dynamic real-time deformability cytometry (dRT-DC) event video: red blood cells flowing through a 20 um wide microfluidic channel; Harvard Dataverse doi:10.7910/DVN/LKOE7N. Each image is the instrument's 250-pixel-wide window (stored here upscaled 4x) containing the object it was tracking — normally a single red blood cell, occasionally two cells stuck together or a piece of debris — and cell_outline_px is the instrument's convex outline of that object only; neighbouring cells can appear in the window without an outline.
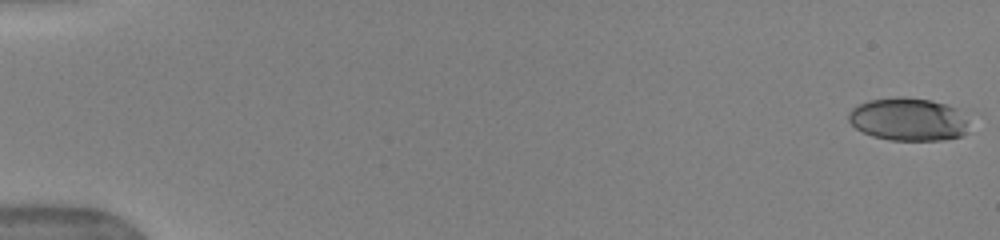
{"species": "human", "species_latin": "Homo sapiens", "temperature_condition": "warm", "stored_images_in_passage": 52, "camera_frame_rate_fps": 3000, "um_per_image_px": 0.085, "donor": {"sex": "female"}, "frame": {"image": 1, "passage_image": 1, "time_ms": 0.0, "image_size_px": [1000, 240], "cell_outline_px": [[964, 132], [960, 136], [944, 140], [888, 140], [872, 136], [856, 128], [848, 120], [848, 112], [852, 108], [868, 100], [896, 96], [904, 96], [932, 100], [948, 104], [956, 108], [964, 120]], "centroid_in_image_um": [77.12, 10.12], "position_along_channel_um": 7.9, "area_um2": 29.94}}
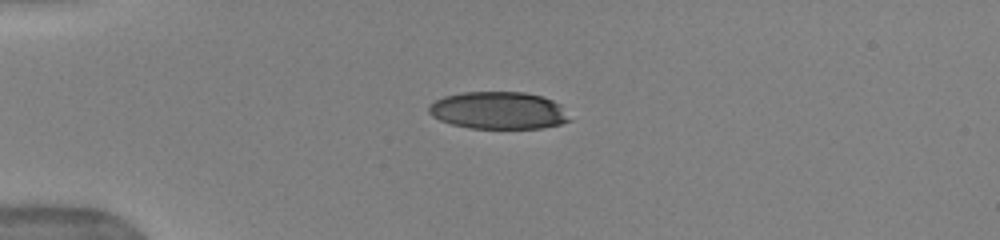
{"frame": {"image": 2, "passage_image": 14, "time_ms": 4.333, "image_size_px": [1000, 240], "cell_outline_px": [[572, 120], [560, 124], [540, 128], [468, 128], [452, 124], [440, 120], [432, 116], [428, 112], [428, 108], [436, 100], [444, 96], [464, 92], [524, 92], [540, 96], [552, 100], [560, 104]], "centroid_in_image_um": [42.38, 9.39], "position_along_channel_um": 42.6, "area_um2": 30.52}}
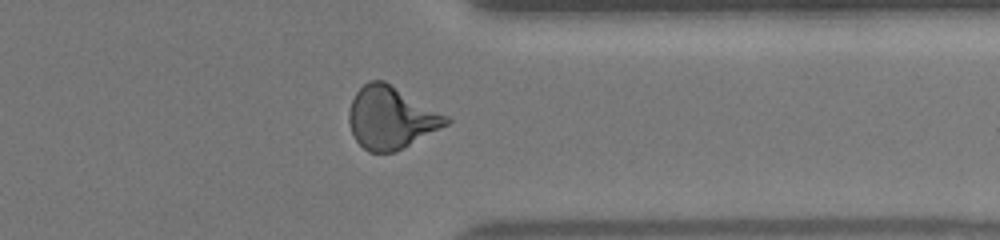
{"frame": {"image": 3, "passage_image": 42, "time_ms": 13.667, "image_size_px": [1000, 240], "cell_outline_px": [[452, 120], [448, 124], [396, 152], [368, 152], [356, 140], [352, 132], [348, 120], [348, 112], [352, 100], [356, 92], [364, 84], [372, 80], [384, 80], [448, 116]], "centroid_in_image_um": [33.22, 10.01], "position_along_channel_um": 378.2, "area_um2": 35.03}, "authors_computed_cell_mechanics": {"area_um2": 33.4951, "velocity_mm_per_s": 3.9817, "shape_relaxation_time_tau1_ms": 5.5374, "shape_relaxation_time_tau2_ms": 1.2592, "deformation_change_tau1": 0.1986, "deformation_change_tau2": 0.0879}}